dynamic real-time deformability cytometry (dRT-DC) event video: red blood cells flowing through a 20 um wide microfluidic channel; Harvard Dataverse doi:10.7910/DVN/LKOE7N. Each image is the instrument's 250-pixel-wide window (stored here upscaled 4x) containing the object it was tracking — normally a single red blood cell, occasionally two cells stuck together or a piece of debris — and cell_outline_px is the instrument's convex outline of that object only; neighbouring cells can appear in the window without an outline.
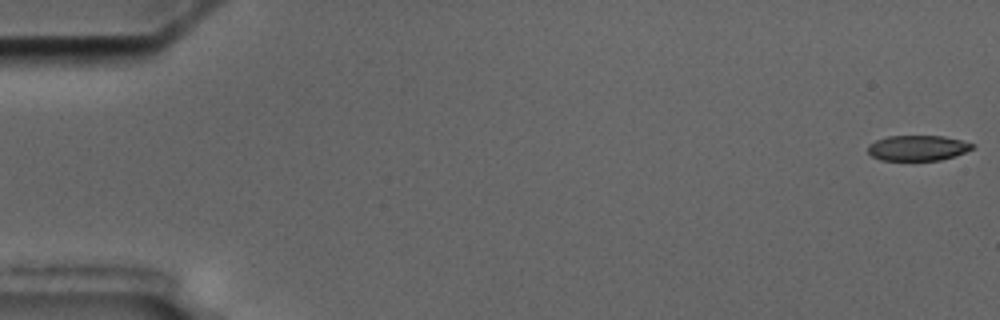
{"species": "common noctule bat (a hibernating species)", "species_latin": "Nyctalus noctula", "temperature_condition": "cold", "stored_images_in_passage": 57, "camera_frame_rate_fps": 3000, "um_per_image_px": 0.085, "animal": {"sex": "male", "body_mass_g": 17.5, "forearm_length_mm": 52.3}, "frame": {"image": 1, "passage_image": 1, "time_ms": 0.0, "image_size_px": [1000, 320], "cell_outline_px": [[976, 144], [972, 148], [964, 152], [940, 160], [880, 160], [872, 156], [868, 152], [868, 144], [876, 140], [888, 136], [944, 136]], "centroid_in_image_um": [77.97, 12.57], "position_along_channel_um": 7.0, "area_um2": 15.32}}
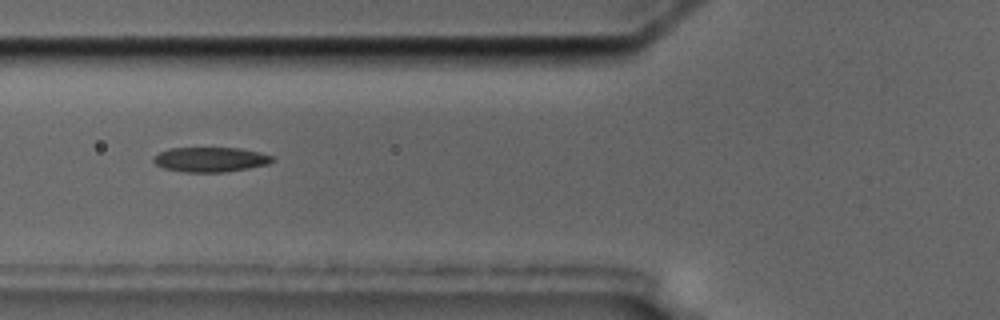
{"frame": {"image": 2, "passage_image": 22, "time_ms": 7.0, "image_size_px": [1000, 320], "cell_outline_px": [[276, 160], [268, 164], [248, 168], [224, 172], [184, 172], [164, 168], [156, 164], [152, 160], [152, 156], [168, 148], [240, 148], [260, 152], [272, 156]], "centroid_in_image_um": [17.88, 13.55], "position_along_channel_um": 107.9, "area_um2": 17.22}}
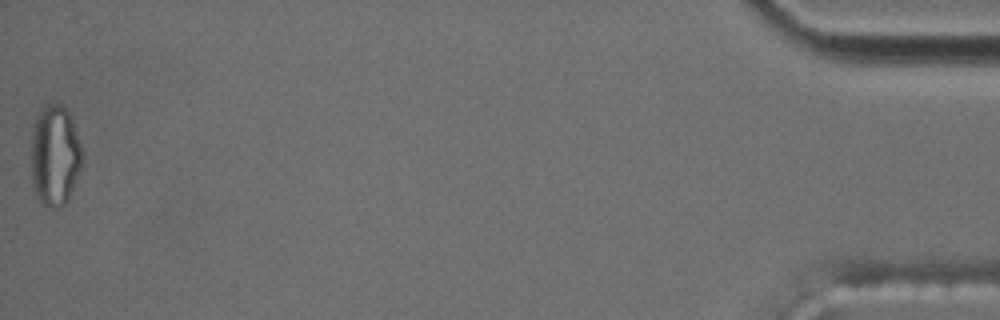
{"frame": {"image": 3, "passage_image": 57, "time_ms": 18.667, "image_size_px": [1000, 320], "cell_outline_px": [[80, 168], [68, 200], [64, 204], [56, 208], [48, 208], [36, 196], [32, 184], [32, 136], [36, 116], [48, 104], [60, 104], [68, 112], [72, 120], [80, 144]], "centroid_in_image_um": [4.64, 13.25], "position_along_channel_um": 430.6, "area_um2": 29.3}, "authors_computed_cell_mechanics": {"area_um2": 17.4556, "velocity_mm_per_s": 3.5774, "shape_relaxation_time_tau1_ms": null, "shape_relaxation_time_tau2_ms": 4.3882, "deformation_change_tau1": null, "deformation_change_tau2": 0.1345}}